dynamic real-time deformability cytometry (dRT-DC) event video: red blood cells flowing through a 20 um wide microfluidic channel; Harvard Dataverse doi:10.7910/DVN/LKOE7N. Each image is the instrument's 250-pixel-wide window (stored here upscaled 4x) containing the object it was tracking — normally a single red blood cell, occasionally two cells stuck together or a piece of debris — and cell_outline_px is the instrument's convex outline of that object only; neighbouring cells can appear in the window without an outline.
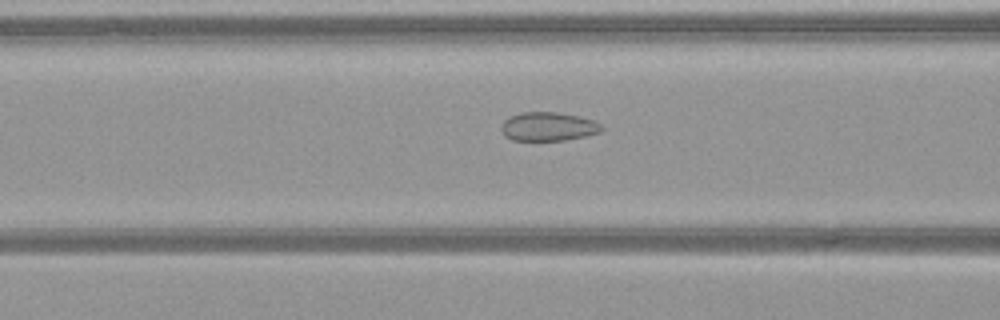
{"species": "common noctule bat (a hibernating species)", "species_latin": "Nyctalus noctula", "temperature_condition": "warm", "stored_images_in_passage": 30, "camera_frame_rate_fps": 3000, "um_per_image_px": 0.085, "animal": {"sex": "female", "body_mass_g": 21.9}, "frame": {"image": 1, "passage_image": 7, "time_ms": 2.0, "image_size_px": [1000, 320], "cell_outline_px": [[604, 128], [600, 132], [584, 136], [564, 140], [512, 140], [504, 136], [500, 128], [500, 124], [508, 116], [520, 112], [556, 112], [580, 116], [596, 120]], "centroid_in_image_um": [46.57, 10.74], "position_along_channel_um": 120.0, "area_um2": 17.05}}
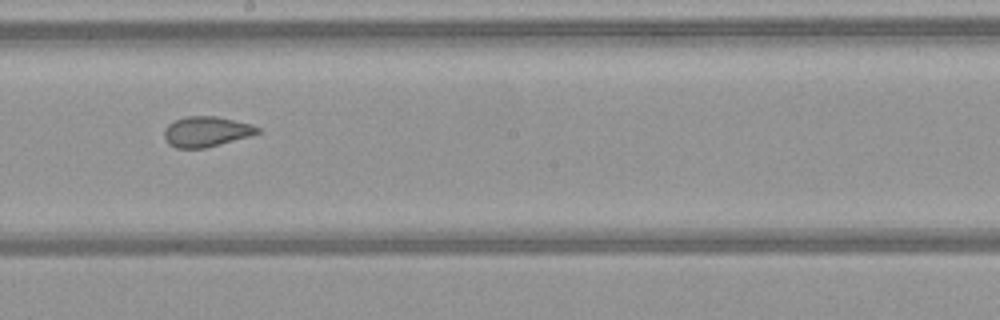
{"frame": {"image": 2, "passage_image": 15, "time_ms": 4.667, "image_size_px": [1000, 320], "cell_outline_px": [[260, 132], [252, 136], [204, 148], [176, 148], [168, 144], [164, 136], [164, 128], [168, 124], [184, 116], [216, 116], [252, 124], [260, 128]], "centroid_in_image_um": [17.54, 11.18], "position_along_channel_um": 230.7, "area_um2": 16.59}}
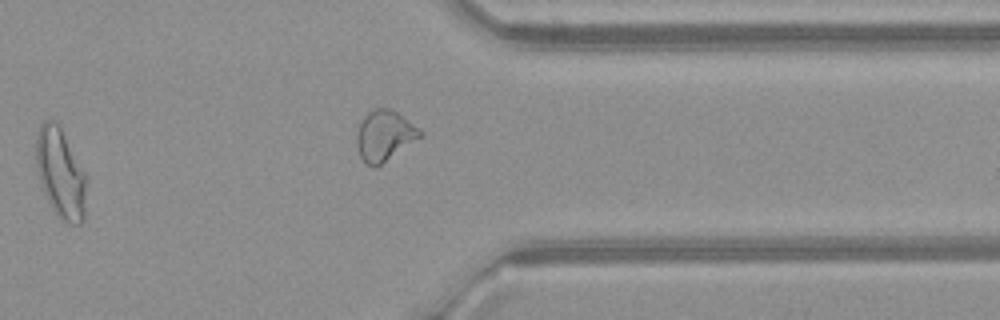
{"frame": {"image": 3, "passage_image": 26, "time_ms": 8.333, "image_size_px": [1000, 320], "cell_outline_px": [[84, 220], [80, 224], [72, 224], [60, 220], [56, 216], [44, 192], [40, 180], [36, 164], [36, 136], [40, 124], [44, 120], [52, 120], [60, 128], [84, 172]], "centroid_in_image_um": [5.1, 14.75], "position_along_channel_um": 406.3, "area_um2": 25.55}, "authors_computed_cell_mechanics": {"area_um2": 17.1666, "velocity_mm_per_s": 4.1325, "shape_relaxation_time_tau1_ms": null, "shape_relaxation_time_tau2_ms": 1.2489, "deformation_change_tau1": null, "deformation_change_tau2": 0.0754}}